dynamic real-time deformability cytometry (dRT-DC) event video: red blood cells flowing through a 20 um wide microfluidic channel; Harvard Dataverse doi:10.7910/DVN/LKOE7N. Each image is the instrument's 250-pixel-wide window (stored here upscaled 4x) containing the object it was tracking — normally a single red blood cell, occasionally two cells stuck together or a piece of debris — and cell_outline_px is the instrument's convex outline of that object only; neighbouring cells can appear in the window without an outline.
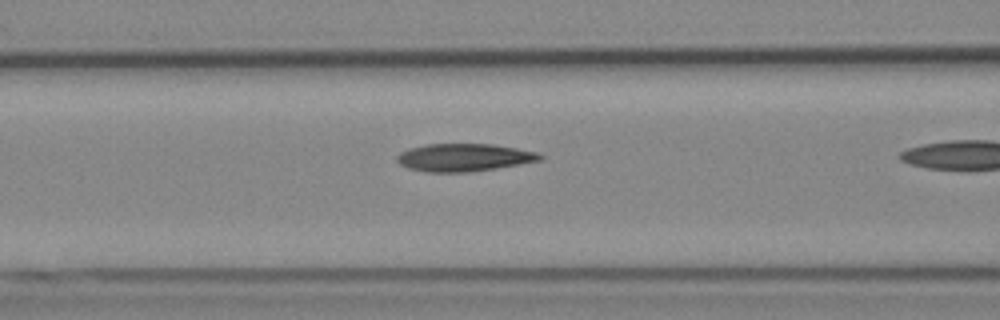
{"species": "Egyptian fruit bat (a non-hibernating species)", "species_latin": "Rousettus aegyptiacus", "temperature_condition": "cold", "stored_images_in_passage": 21, "camera_frame_rate_fps": 3000, "um_per_image_px": 0.085, "animal": {"sex": "female"}, "frame": {"image": 1, "passage_image": 19, "time_ms": 6.0, "image_size_px": [1000, 320], "cell_outline_px": [[544, 160], [496, 168], [468, 172], [428, 172], [408, 168], [400, 164], [396, 160], [396, 156], [400, 152], [408, 148], [424, 144], [492, 144], [540, 152], [544, 156]], "centroid_in_image_um": [39.46, 13.38], "position_along_channel_um": 127.1, "area_um2": 23.29}}